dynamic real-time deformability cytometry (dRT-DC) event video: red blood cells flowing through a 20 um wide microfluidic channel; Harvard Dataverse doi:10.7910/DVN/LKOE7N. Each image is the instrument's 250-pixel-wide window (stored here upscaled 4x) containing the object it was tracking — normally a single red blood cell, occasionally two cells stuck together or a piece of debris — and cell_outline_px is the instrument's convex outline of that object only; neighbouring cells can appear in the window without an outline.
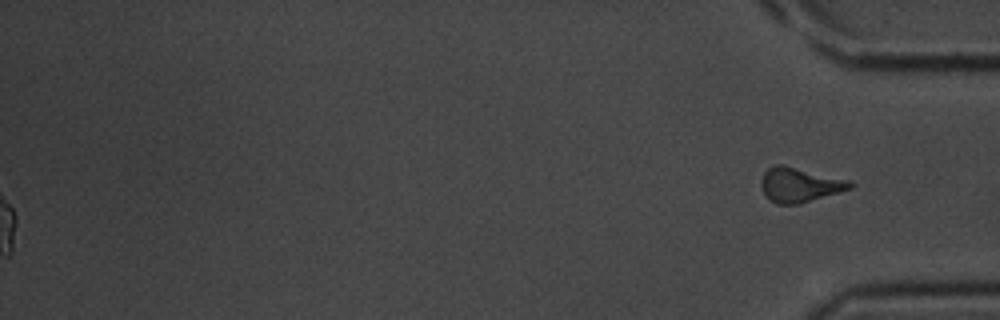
{"species": "common noctule bat (a hibernating species)", "species_latin": "Nyctalus noctula", "temperature_condition": "room temperature", "stored_images_in_passage": 38, "segment_of_instrument_passage": [2, 2], "camera_frame_rate_fps": 3000, "um_per_image_px": 0.085, "animal": {"sex": "male", "body_mass_g": 20.1, "forearm_length_mm": 53.5}, "frame": {"image": 1, "passage_image": 38, "time_ms": 12.333, "image_size_px": [1000, 320], "cell_outline_px": [[856, 184], [852, 188], [796, 204], [776, 204], [764, 192], [760, 184], [760, 180], [764, 172], [768, 168], [776, 164], [784, 164], [852, 180]], "centroid_in_image_um": [68.0, 15.67], "position_along_channel_um": 367.2, "area_um2": 17.92}}